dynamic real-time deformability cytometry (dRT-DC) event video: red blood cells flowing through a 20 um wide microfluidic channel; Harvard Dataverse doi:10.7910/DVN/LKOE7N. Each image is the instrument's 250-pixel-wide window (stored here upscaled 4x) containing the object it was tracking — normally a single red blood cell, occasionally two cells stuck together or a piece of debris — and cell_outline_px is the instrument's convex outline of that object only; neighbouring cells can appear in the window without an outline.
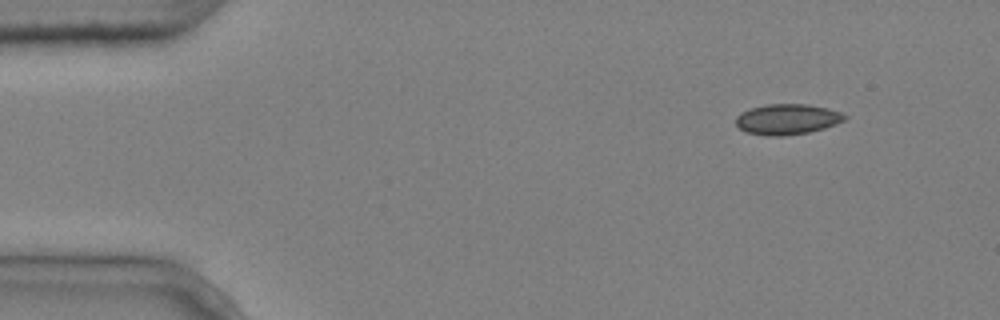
{"species": "common noctule bat (a hibernating species)", "species_latin": "Nyctalus noctula", "temperature_condition": "cold", "stored_images_in_passage": 5, "camera_frame_rate_fps": 3000, "um_per_image_px": 0.085, "animal": {"sex": "male", "body_mass_g": 20.4}, "frame": {"image": 1, "passage_image": 1, "time_ms": 0.0, "image_size_px": [1000, 320], "cell_outline_px": [[848, 116], [844, 120], [836, 124], [824, 128], [808, 132], [784, 136], [764, 136], [744, 132], [736, 124], [736, 116], [740, 112], [748, 108], [764, 104], [808, 104], [828, 108], [840, 112]], "centroid_in_image_um": [66.87, 10.13], "position_along_channel_um": 18.1, "area_um2": 19.65}}
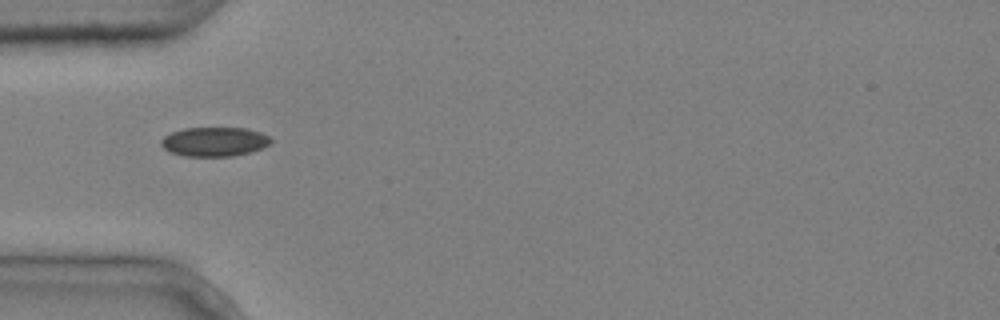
{"frame": {"image": 2, "passage_image": 3, "time_ms": 0.667, "image_size_px": [1000, 320], "cell_outline_px": [[272, 140], [268, 144], [260, 148], [248, 152], [232, 156], [184, 156], [168, 152], [160, 144], [160, 140], [164, 136], [172, 132], [184, 128], [244, 128], [260, 132], [268, 136]], "centroid_in_image_um": [18.16, 12.04], "position_along_channel_um": 66.8, "area_um2": 18.55}}